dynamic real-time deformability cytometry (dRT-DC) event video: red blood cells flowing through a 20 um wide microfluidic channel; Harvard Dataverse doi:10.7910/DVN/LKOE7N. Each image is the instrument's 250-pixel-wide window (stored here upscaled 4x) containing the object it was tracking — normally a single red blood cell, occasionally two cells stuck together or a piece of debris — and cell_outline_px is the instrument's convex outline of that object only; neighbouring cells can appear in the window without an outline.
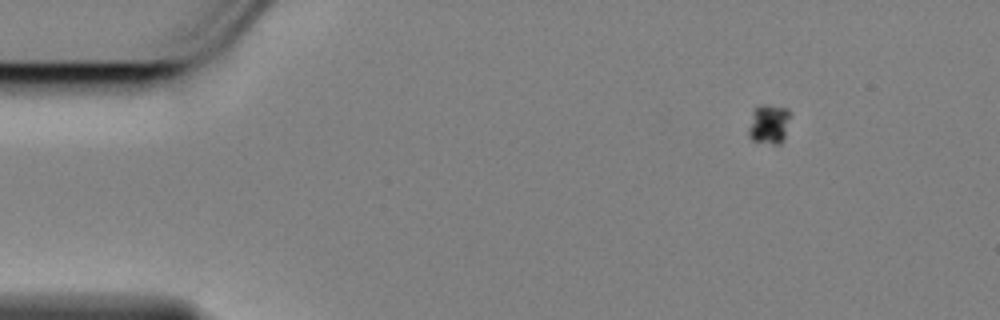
{"species": "Egyptian fruit bat (a non-hibernating species)", "species_latin": "Rousettus aegyptiacus", "temperature_condition": "cold", "stored_images_in_passage": 60, "camera_frame_rate_fps": 3000, "um_per_image_px": 0.085, "animal": {"sex": "female"}, "frame": {"image": 1, "passage_image": 9, "time_ms": 2.667, "image_size_px": [1000, 320], "cell_outline_px": [[792, 112], [784, 140], [780, 144], [772, 144], [752, 140], [748, 136], [748, 128], [752, 108], [760, 104], [768, 104], [788, 108]], "centroid_in_image_um": [65.36, 10.51], "position_along_channel_um": 19.6, "area_um2": 10.17}}
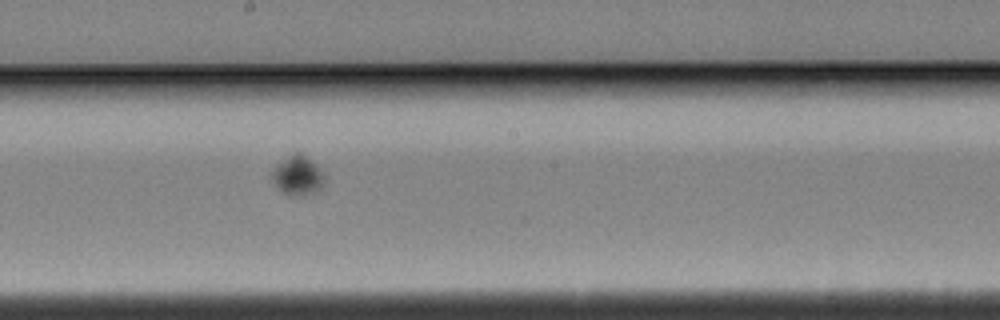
{"frame": {"image": 2, "passage_image": 34, "time_ms": 11.0, "image_size_px": [1000, 320], "cell_outline_px": [[324, 184], [320, 188], [304, 196], [288, 196], [272, 180], [272, 172], [276, 164], [292, 152], [300, 152], [316, 164], [324, 176]], "centroid_in_image_um": [25.29, 14.9], "position_along_channel_um": 222.9, "area_um2": 11.96}}
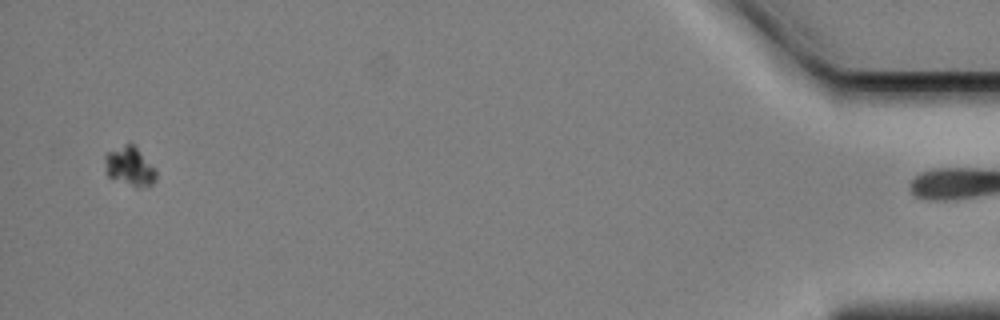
{"frame": {"image": 3, "passage_image": 59, "time_ms": 19.333, "image_size_px": [1000, 320], "cell_outline_px": [[156, 180], [152, 184], [132, 184], [108, 176], [104, 160], [104, 156], [108, 152], [124, 144], [132, 144], [156, 168]], "centroid_in_image_um": [11.02, 14.09], "position_along_channel_um": 424.2, "area_um2": 10.98}}